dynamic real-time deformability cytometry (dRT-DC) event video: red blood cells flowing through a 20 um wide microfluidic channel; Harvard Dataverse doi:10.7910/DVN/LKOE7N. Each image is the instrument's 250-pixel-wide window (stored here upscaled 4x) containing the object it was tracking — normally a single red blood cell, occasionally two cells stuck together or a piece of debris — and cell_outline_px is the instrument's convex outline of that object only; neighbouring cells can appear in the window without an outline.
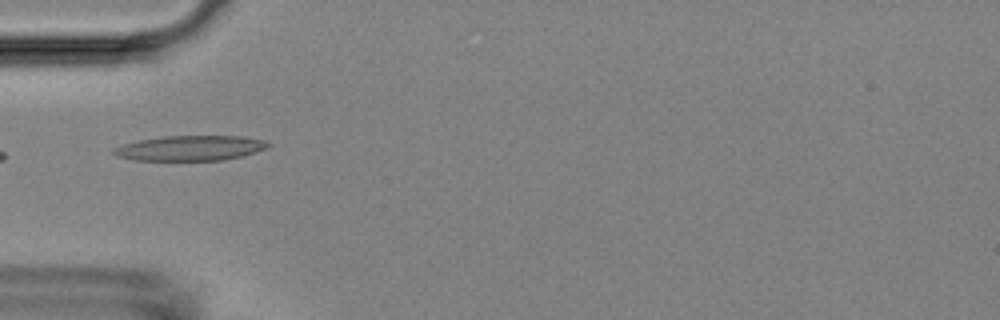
{"species": "Egyptian fruit bat (a non-hibernating species)", "species_latin": "Rousettus aegyptiacus", "temperature_condition": "room temperature", "stored_images_in_passage": 4, "camera_frame_rate_fps": 3000, "um_per_image_px": 0.085, "animal": {"sex": "female"}, "frame": {"image": 1, "passage_image": 2, "time_ms": 0.333, "image_size_px": [1000, 320], "cell_outline_px": [[272, 144], [268, 148], [256, 152], [224, 160], [132, 160], [116, 156], [112, 152], [112, 148], [124, 144], [140, 140], [164, 136], [244, 136], [264, 140]], "centroid_in_image_um": [16.19, 12.59], "position_along_channel_um": 68.8, "area_um2": 22.6}}